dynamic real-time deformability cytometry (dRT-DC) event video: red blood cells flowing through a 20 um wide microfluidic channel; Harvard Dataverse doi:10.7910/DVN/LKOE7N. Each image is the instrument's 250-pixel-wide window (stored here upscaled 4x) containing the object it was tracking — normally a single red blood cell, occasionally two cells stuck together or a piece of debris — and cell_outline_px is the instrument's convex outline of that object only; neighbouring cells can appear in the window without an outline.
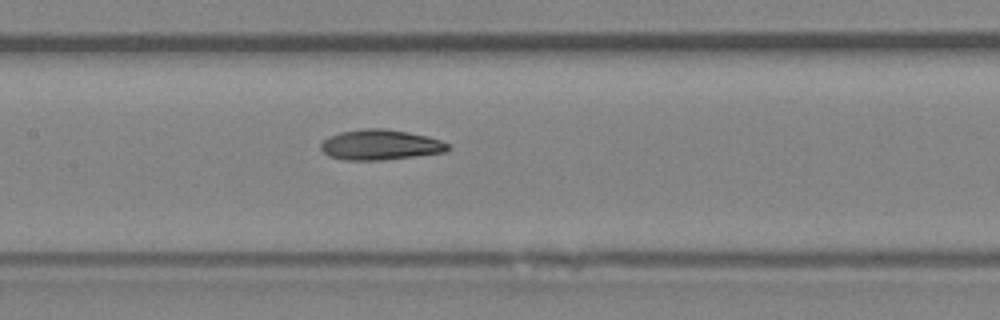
{"species": "Egyptian fruit bat (a non-hibernating species)", "species_latin": "Rousettus aegyptiacus", "temperature_condition": "room temperature", "stored_images_in_passage": 7, "camera_frame_rate_fps": 3000, "um_per_image_px": 0.085, "animal": {"sex": "female"}, "frame": {"image": 1, "passage_image": 7, "time_ms": 7.0, "image_size_px": [1000, 320], "cell_outline_px": [[452, 148], [444, 152], [380, 160], [344, 160], [328, 156], [320, 148], [320, 144], [328, 136], [340, 132], [364, 128], [384, 128], [408, 132], [428, 136], [440, 140], [448, 144]], "centroid_in_image_um": [32.3, 12.3], "position_along_channel_um": 175.1, "area_um2": 22.43}}